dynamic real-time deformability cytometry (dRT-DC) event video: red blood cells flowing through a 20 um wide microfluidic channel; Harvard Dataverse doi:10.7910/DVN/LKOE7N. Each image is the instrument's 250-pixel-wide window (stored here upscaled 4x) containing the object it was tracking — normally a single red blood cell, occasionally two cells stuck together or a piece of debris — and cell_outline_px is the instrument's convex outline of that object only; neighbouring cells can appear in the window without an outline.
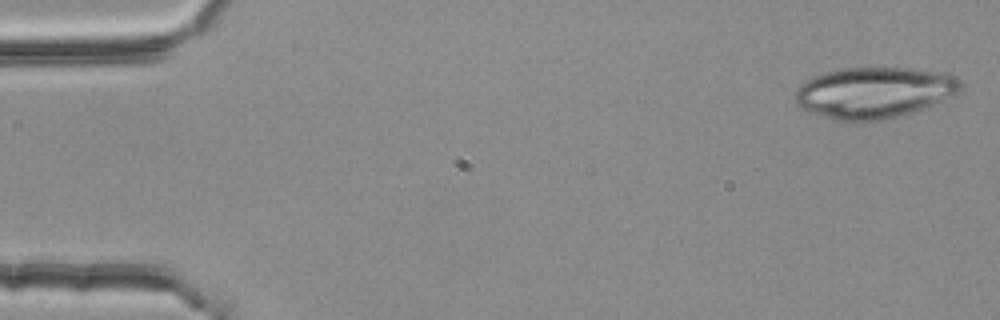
{"species": "common noctule bat (a hibernating species)", "species_latin": "Nyctalus noctula", "temperature_condition": "room temperature", "stored_images_in_passage": 3, "camera_frame_rate_fps": 3000, "um_per_image_px": 0.085, "animal": {"sex": "female", "body_mass_g": 25.1}, "frame": {"image": 1, "passage_image": 1, "time_ms": 0.0, "image_size_px": [1000, 320], "cell_outline_px": [[960, 88], [956, 96], [896, 116], [880, 120], [856, 124], [836, 120], [808, 112], [796, 104], [796, 92], [800, 84], [816, 76], [828, 72], [844, 68], [912, 68], [940, 72], [956, 76], [960, 80]], "centroid_in_image_um": [74.29, 7.89], "position_along_channel_um": 10.7, "area_um2": 49.19}}